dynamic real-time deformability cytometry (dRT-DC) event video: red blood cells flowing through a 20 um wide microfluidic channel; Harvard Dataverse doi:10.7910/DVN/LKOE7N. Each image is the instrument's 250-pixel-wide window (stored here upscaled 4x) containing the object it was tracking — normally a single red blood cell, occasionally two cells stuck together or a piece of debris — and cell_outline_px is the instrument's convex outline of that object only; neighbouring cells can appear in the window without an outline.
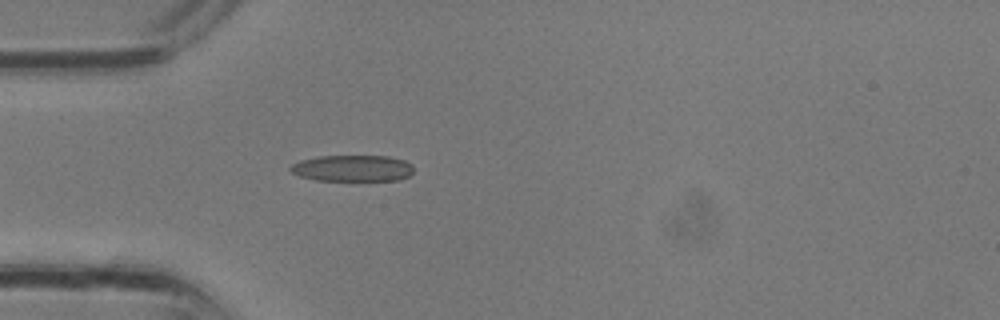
{"species": "common noctule bat (a hibernating species)", "species_latin": "Nyctalus noctula", "temperature_condition": "room temperature", "stored_images_in_passage": 1, "camera_frame_rate_fps": 3000, "um_per_image_px": 0.085, "animal": {"sex": "male", "body_mass_g": 13.3}, "frame": {"image": 1, "passage_image": 1, "time_ms": 0.0, "image_size_px": [1000, 320], "cell_outline_px": [[412, 172], [408, 176], [400, 180], [316, 180], [300, 176], [292, 172], [288, 168], [292, 164], [300, 160], [320, 156], [388, 156], [404, 160], [412, 164]], "centroid_in_image_um": [29.96, 14.3], "position_along_channel_um": 55.0, "area_um2": 18.84}}